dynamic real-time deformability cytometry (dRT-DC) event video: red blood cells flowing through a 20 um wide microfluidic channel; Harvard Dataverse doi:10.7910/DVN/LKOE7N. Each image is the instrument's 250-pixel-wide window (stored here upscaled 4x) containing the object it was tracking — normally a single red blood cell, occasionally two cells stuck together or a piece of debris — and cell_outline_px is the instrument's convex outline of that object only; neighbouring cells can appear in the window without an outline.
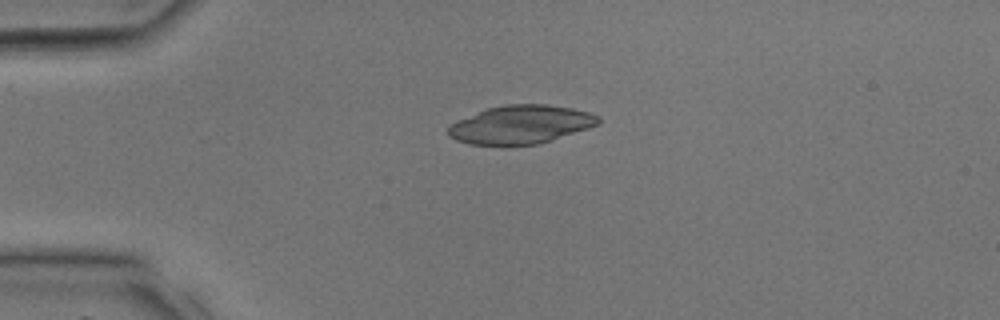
{"species": "common noctule bat (a hibernating species)", "species_latin": "Nyctalus noctula", "temperature_condition": "room temperature", "stored_images_in_passage": 12, "camera_frame_rate_fps": 3000, "um_per_image_px": 0.085, "animal": {"sex": "male", "body_mass_g": 17.9, "forearm_length_mm": 54.2}, "frame": {"image": 1, "passage_image": 1, "time_ms": 0.0, "image_size_px": [1000, 320], "cell_outline_px": [[600, 124], [552, 140], [536, 144], [468, 144], [456, 140], [448, 136], [448, 124], [456, 120], [488, 108], [504, 104], [548, 104], [572, 108], [588, 112], [600, 116]], "centroid_in_image_um": [44.26, 10.57], "position_along_channel_um": 40.7, "area_um2": 33.52}}